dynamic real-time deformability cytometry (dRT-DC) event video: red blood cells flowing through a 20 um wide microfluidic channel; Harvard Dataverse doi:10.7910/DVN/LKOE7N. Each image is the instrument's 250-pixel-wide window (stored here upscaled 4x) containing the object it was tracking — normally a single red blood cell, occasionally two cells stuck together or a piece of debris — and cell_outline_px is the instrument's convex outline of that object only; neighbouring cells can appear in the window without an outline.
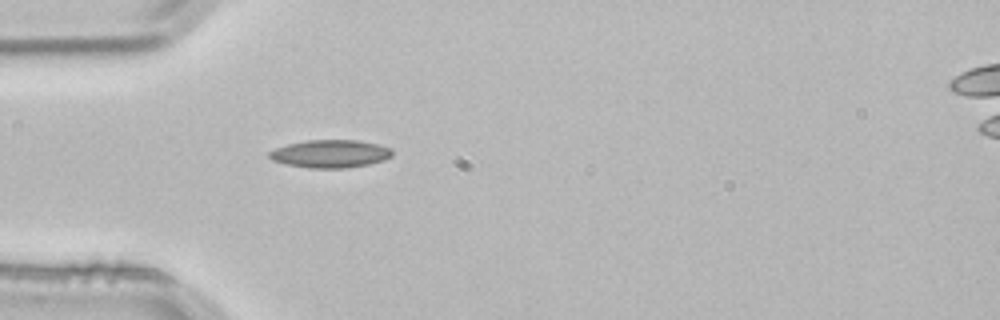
{"species": "common noctule bat (a hibernating species)", "species_latin": "Nyctalus noctula", "temperature_condition": "room temperature", "stored_images_in_passage": 1, "camera_frame_rate_fps": 3000, "um_per_image_px": 0.085, "animal": {"sex": "male", "body_mass_g": 21.5, "forearm_length_mm": 52.0}, "frame": {"image": 1, "passage_image": 1, "time_ms": 0.0, "image_size_px": [1000, 320], "cell_outline_px": [[392, 156], [384, 160], [368, 164], [348, 168], [308, 168], [284, 164], [272, 160], [268, 156], [268, 152], [276, 148], [288, 144], [308, 140], [360, 140], [392, 148]], "centroid_in_image_um": [28.07, 13.07], "position_along_channel_um": 56.9, "area_um2": 20.06}}